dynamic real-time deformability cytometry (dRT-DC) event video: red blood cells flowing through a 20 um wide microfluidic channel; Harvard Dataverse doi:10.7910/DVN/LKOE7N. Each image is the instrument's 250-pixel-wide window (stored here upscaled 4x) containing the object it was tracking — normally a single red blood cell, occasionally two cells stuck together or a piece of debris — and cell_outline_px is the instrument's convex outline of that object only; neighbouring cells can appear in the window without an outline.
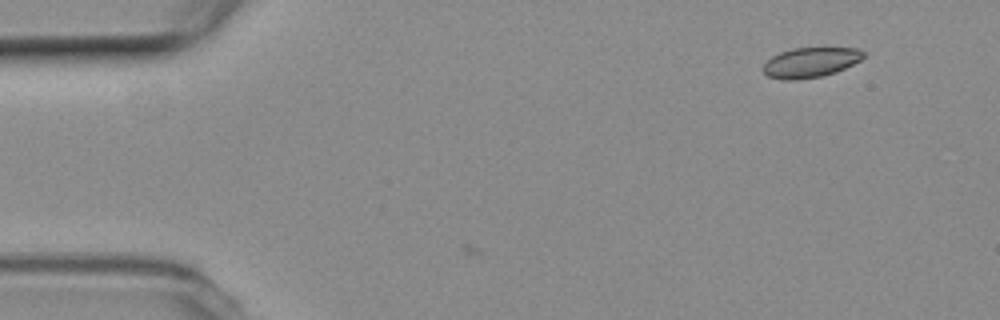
{"species": "common noctule bat (a hibernating species)", "species_latin": "Nyctalus noctula", "temperature_condition": "room temperature", "stored_images_in_passage": 5, "camera_frame_rate_fps": 3000, "um_per_image_px": 0.085, "animal": {"sex": "female", "body_mass_g": 19.3, "forearm_length_mm": 54.1}, "frame": {"image": 1, "passage_image": 5, "time_ms": 1.333, "image_size_px": [1000, 320], "cell_outline_px": [[864, 56], [860, 60], [836, 72], [824, 76], [796, 80], [784, 80], [768, 76], [764, 72], [764, 64], [772, 56], [780, 52], [792, 48], [856, 48], [864, 52]], "centroid_in_image_um": [68.88, 5.31], "position_along_channel_um": 16.1, "area_um2": 17.4}}